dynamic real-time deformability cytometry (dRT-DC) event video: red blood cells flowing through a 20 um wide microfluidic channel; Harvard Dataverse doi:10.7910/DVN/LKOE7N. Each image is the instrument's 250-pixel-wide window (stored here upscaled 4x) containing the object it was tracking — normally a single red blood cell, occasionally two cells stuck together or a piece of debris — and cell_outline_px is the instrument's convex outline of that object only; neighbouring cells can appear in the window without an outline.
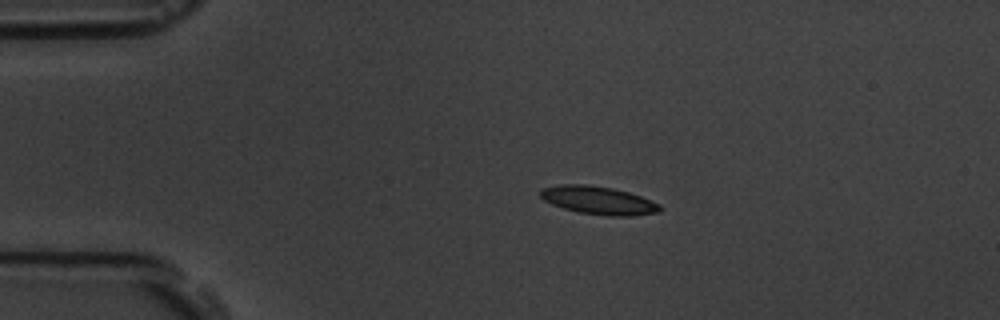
{"species": "common noctule bat (a hibernating species)", "species_latin": "Nyctalus noctula", "temperature_condition": "room temperature", "stored_images_in_passage": 3, "camera_frame_rate_fps": 3000, "um_per_image_px": 0.085, "animal": {"sex": "male", "body_mass_g": 19.5, "forearm_length_mm": 54.6}, "frame": {"image": 1, "passage_image": 1, "time_ms": 0.0, "image_size_px": [1000, 320], "cell_outline_px": [[664, 208], [660, 212], [632, 216], [608, 216], [580, 212], [564, 208], [552, 204], [544, 200], [540, 196], [540, 188], [560, 184], [588, 184], [612, 188], [628, 192], [640, 196], [660, 204]], "centroid_in_image_um": [50.88, 17.02], "position_along_channel_um": 34.1, "area_um2": 19.65}}
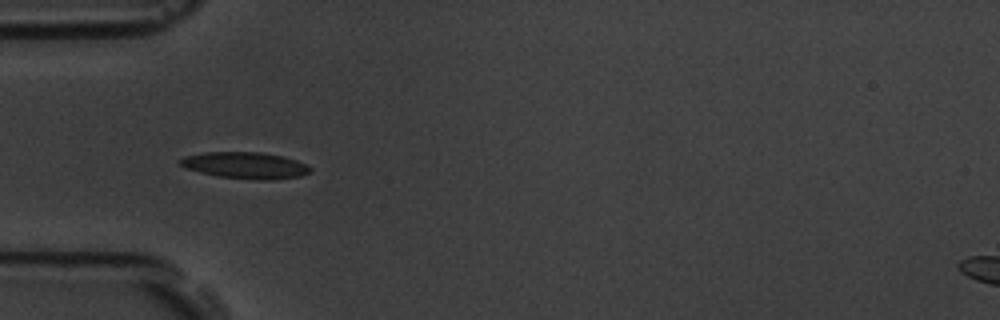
{"frame": {"image": 2, "passage_image": 2, "time_ms": 2.0, "image_size_px": [1000, 320], "cell_outline_px": [[312, 172], [300, 176], [272, 180], [260, 180], [216, 176], [184, 168], [176, 160], [184, 156], [204, 152], [260, 152], [284, 156], [308, 164], [312, 168]], "centroid_in_image_um": [20.86, 14.05], "position_along_channel_um": 64.1, "area_um2": 20.4}}
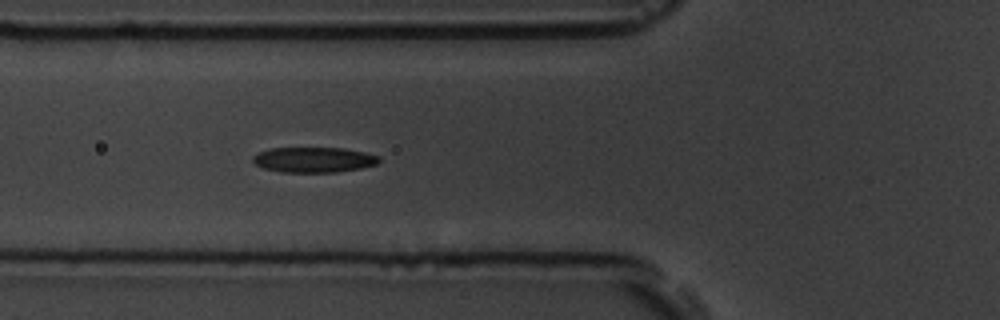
{"frame": {"image": 3, "passage_image": 3, "time_ms": 3.0, "image_size_px": [1000, 320], "cell_outline_px": [[380, 160], [376, 164], [360, 168], [336, 172], [280, 172], [264, 168], [256, 164], [252, 160], [252, 156], [256, 152], [268, 148], [344, 148], [364, 152], [380, 156]], "centroid_in_image_um": [26.63, 13.57], "position_along_channel_um": 99.2, "area_um2": 18.67}}